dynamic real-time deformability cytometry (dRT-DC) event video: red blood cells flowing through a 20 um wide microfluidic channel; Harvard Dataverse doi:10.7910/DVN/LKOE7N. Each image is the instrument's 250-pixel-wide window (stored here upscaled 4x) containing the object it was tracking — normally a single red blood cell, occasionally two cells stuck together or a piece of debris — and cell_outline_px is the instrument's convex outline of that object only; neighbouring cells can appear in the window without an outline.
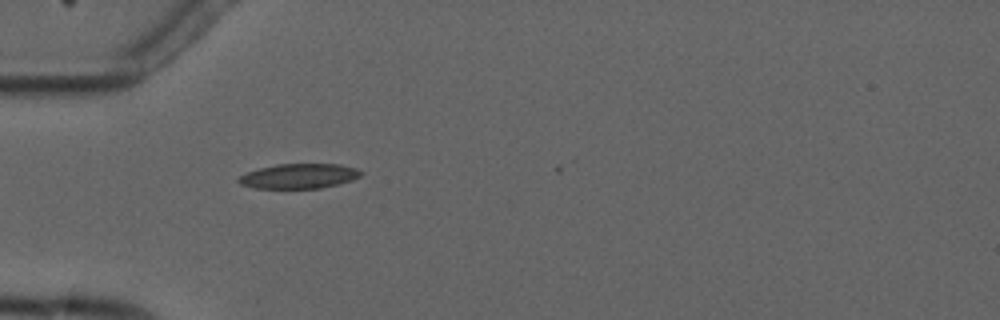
{"species": "common noctule bat (a hibernating species)", "species_latin": "Nyctalus noctula", "temperature_condition": "cold", "stored_images_in_passage": 2, "camera_frame_rate_fps": 3000, "um_per_image_px": 0.085, "animal": {"sex": "male", "forearm_length_mm": 52.5}, "frame": {"image": 1, "passage_image": 1, "time_ms": 0.0, "image_size_px": [1000, 320], "cell_outline_px": [[364, 172], [360, 176], [352, 180], [320, 188], [256, 188], [240, 184], [236, 180], [240, 176], [248, 172], [260, 168], [276, 164], [340, 164], [356, 168]], "centroid_in_image_um": [25.43, 14.96], "position_along_channel_um": 59.6, "area_um2": 17.57}}